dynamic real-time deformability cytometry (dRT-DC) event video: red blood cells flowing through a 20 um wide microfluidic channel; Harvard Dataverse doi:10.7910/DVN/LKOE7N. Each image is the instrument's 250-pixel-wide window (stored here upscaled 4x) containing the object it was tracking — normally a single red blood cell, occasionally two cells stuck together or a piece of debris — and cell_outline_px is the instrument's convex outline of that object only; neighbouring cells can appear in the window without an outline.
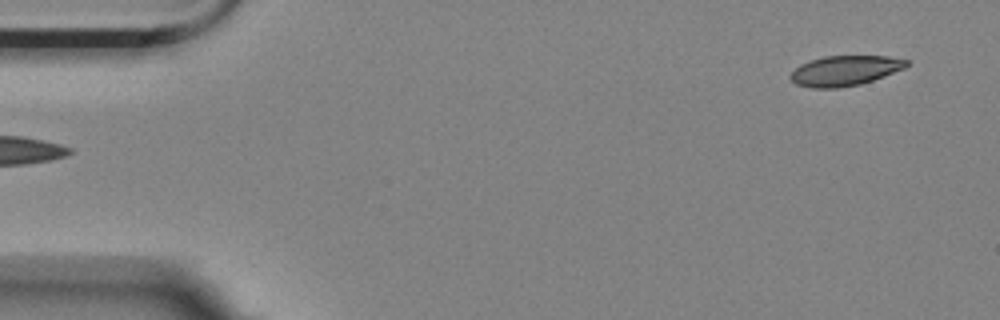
{"species": "Egyptian fruit bat (a non-hibernating species)", "species_latin": "Rousettus aegyptiacus", "temperature_condition": "room temperature", "stored_images_in_passage": 5, "camera_frame_rate_fps": 3000, "um_per_image_px": 0.085, "animal": {"sex": "female"}, "frame": {"image": 1, "passage_image": 5, "time_ms": 1.333, "image_size_px": [1000, 320], "cell_outline_px": [[908, 64], [904, 68], [884, 76], [860, 84], [836, 88], [812, 88], [796, 84], [788, 76], [800, 64], [808, 60], [824, 56], [888, 56], [908, 60]], "centroid_in_image_um": [71.78, 6.0], "position_along_channel_um": 13.2, "area_um2": 20.29}}